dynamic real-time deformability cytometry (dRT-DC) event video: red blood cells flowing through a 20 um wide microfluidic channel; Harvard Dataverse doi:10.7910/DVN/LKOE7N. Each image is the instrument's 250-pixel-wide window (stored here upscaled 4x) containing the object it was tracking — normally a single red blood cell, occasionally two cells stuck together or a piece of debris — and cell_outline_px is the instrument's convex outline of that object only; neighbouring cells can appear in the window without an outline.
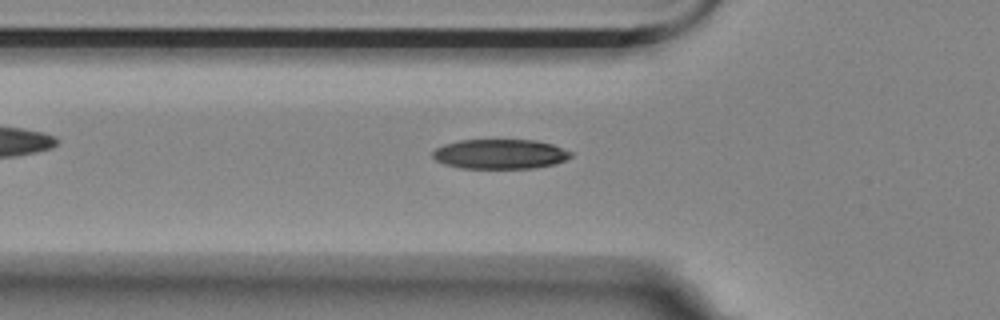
{"species": "Egyptian fruit bat (a non-hibernating species)", "species_latin": "Rousettus aegyptiacus", "temperature_condition": "room temperature", "stored_images_in_passage": 32, "camera_frame_rate_fps": 3000, "um_per_image_px": 0.085, "animal": {"sex": "female"}, "frame": {"image": 1, "passage_image": 6, "time_ms": 1.667, "image_size_px": [1000, 320], "cell_outline_px": [[572, 156], [564, 160], [552, 164], [532, 168], [464, 168], [444, 164], [436, 160], [432, 156], [432, 152], [436, 148], [444, 144], [460, 140], [536, 140], [552, 144], [572, 152]], "centroid_in_image_um": [42.48, 13.09], "position_along_channel_um": 83.3, "area_um2": 23.76}}
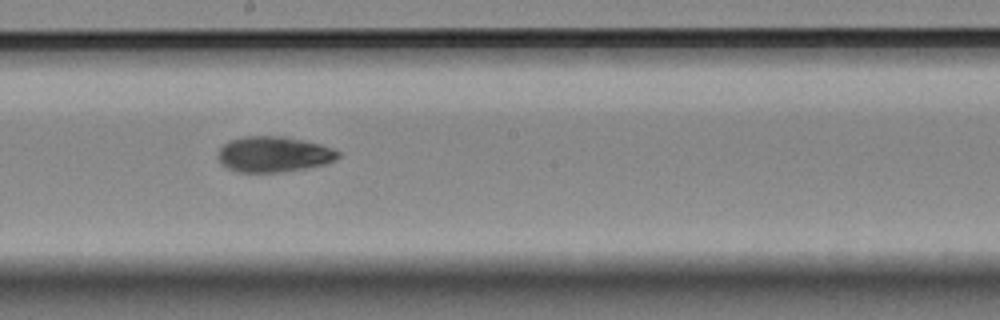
{"frame": {"image": 2, "passage_image": 18, "time_ms": 5.667, "image_size_px": [1000, 320], "cell_outline_px": [[340, 156], [336, 160], [324, 164], [304, 168], [280, 172], [236, 172], [228, 168], [220, 160], [220, 148], [228, 140], [244, 136], [284, 136], [304, 140], [320, 144], [332, 148], [340, 152]], "centroid_in_image_um": [23.29, 13.1], "position_along_channel_um": 224.9, "area_um2": 24.8}}
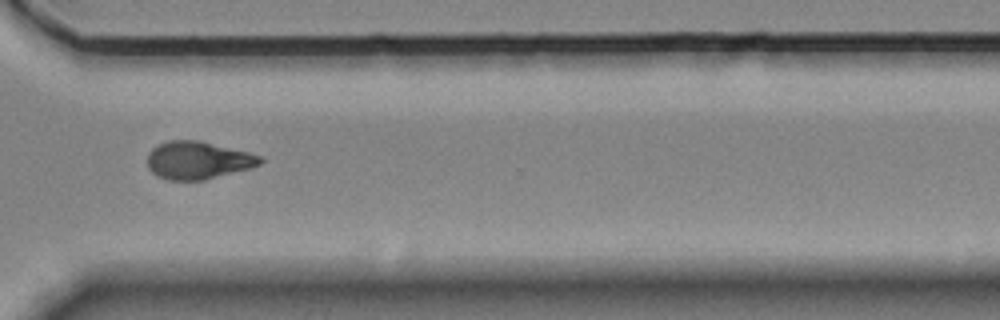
{"frame": {"image": 3, "passage_image": 29, "time_ms": 9.333, "image_size_px": [1000, 320], "cell_outline_px": [[264, 160], [260, 164], [248, 168], [204, 180], [168, 180], [156, 176], [148, 168], [148, 152], [152, 148], [168, 140], [196, 140], [248, 152], [260, 156]], "centroid_in_image_um": [16.78, 13.63], "position_along_channel_um": 353.8, "area_um2": 24.51}, "authors_computed_cell_mechanics": {"area_um2": 24.5939, "velocity_mm_per_s": 3.5251, "shape_relaxation_time_tau1_ms": 3.9803, "shape_relaxation_time_tau2_ms": 5.8314, "deformation_change_tau1": 0.1384, "deformation_change_tau2": 0.1184}}